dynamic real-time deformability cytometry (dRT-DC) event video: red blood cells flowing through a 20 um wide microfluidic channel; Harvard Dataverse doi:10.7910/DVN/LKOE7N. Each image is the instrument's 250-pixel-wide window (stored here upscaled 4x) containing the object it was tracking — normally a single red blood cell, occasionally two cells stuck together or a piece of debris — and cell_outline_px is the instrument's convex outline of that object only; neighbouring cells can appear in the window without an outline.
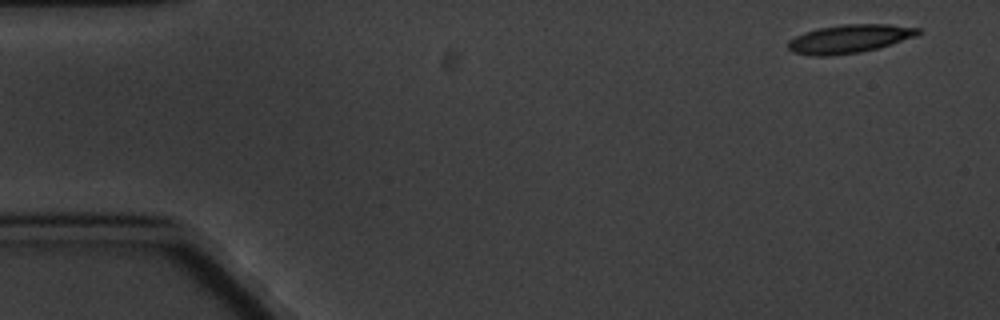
{"species": "common noctule bat (a hibernating species)", "species_latin": "Nyctalus noctula", "temperature_condition": "cold", "stored_images_in_passage": 4, "camera_frame_rate_fps": 3000, "um_per_image_px": 0.085, "animal": {"sex": "male", "body_mass_g": 20.1, "forearm_length_mm": 53.5}, "frame": {"image": 1, "passage_image": 1, "time_ms": 0.0, "image_size_px": [1000, 320], "cell_outline_px": [[920, 32], [916, 36], [892, 44], [860, 52], [828, 56], [812, 56], [792, 52], [788, 48], [788, 40], [804, 32], [820, 28], [840, 24], [888, 24], [920, 28]], "centroid_in_image_um": [72.18, 3.3], "position_along_channel_um": 12.8, "area_um2": 21.5}}
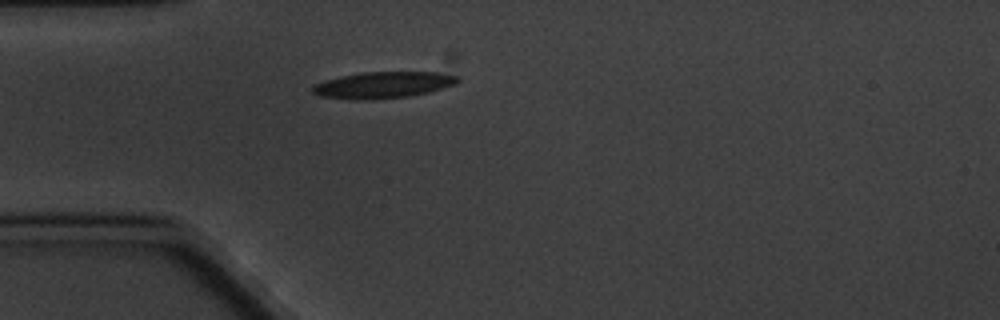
{"frame": {"image": 2, "passage_image": 4, "time_ms": 4.333, "image_size_px": [1000, 320], "cell_outline_px": [[460, 80], [456, 84], [428, 92], [408, 96], [320, 96], [312, 92], [312, 88], [316, 84], [324, 80], [340, 76], [360, 72], [436, 72], [460, 76]], "centroid_in_image_um": [32.68, 7.14], "position_along_channel_um": 52.3, "area_um2": 20.92}}